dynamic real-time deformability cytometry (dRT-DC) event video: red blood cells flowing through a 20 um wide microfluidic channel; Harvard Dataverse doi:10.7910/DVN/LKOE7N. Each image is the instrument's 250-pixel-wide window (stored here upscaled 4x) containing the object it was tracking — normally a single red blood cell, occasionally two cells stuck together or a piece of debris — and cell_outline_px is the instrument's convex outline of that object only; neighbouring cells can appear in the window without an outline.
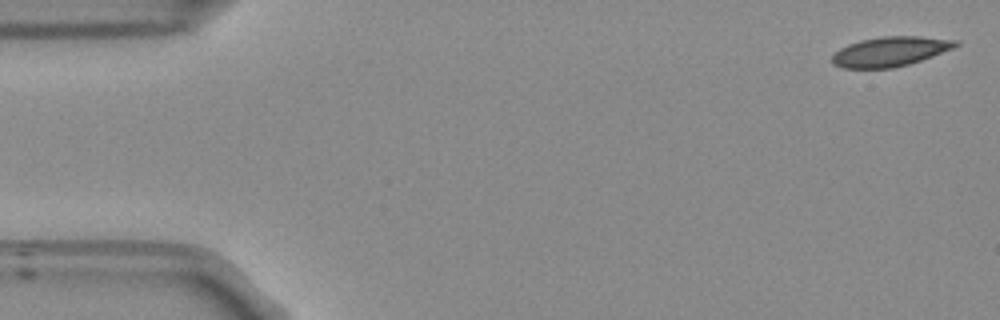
{"species": "Egyptian fruit bat (a non-hibernating species)", "species_latin": "Rousettus aegyptiacus", "temperature_condition": "room temperature", "stored_images_in_passage": 52, "camera_frame_rate_fps": 3000, "um_per_image_px": 0.085, "frame": {"image": 1, "passage_image": 1, "time_ms": 0.0, "image_size_px": [1000, 320], "cell_outline_px": [[960, 44], [952, 48], [932, 56], [908, 64], [892, 68], [844, 68], [832, 64], [832, 52], [848, 44], [860, 40], [880, 36], [920, 36], [960, 40]], "centroid_in_image_um": [75.64, 4.37], "position_along_channel_um": 9.4, "area_um2": 21.44}}
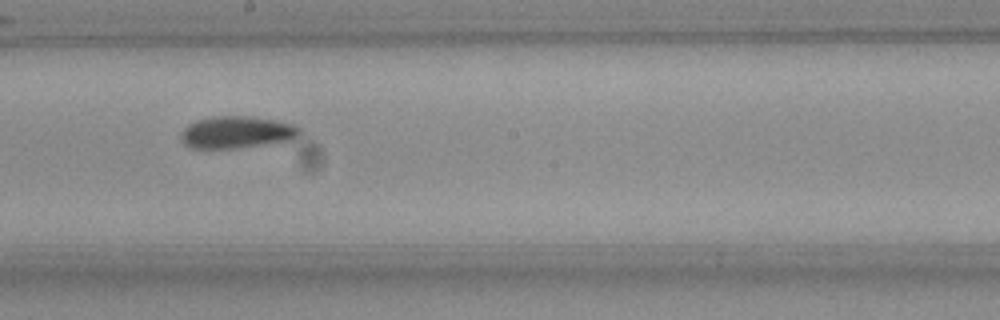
{"frame": {"image": 2, "passage_image": 28, "time_ms": 9.0, "image_size_px": [1000, 320], "cell_outline_px": [[304, 132], [300, 136], [292, 140], [236, 148], [188, 148], [184, 144], [180, 136], [180, 132], [188, 124], [196, 120], [216, 116], [252, 116], [300, 124]], "centroid_in_image_um": [20.2, 11.23], "position_along_channel_um": 228.0, "area_um2": 22.72}}
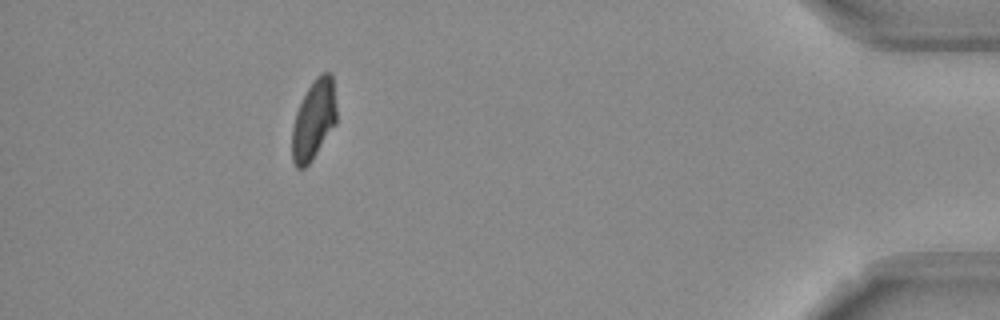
{"frame": {"image": 3, "passage_image": 47, "time_ms": 15.333, "image_size_px": [1000, 320], "cell_outline_px": [[336, 124], [312, 160], [304, 168], [296, 168], [292, 160], [292, 128], [296, 112], [312, 80], [316, 76], [324, 72], [328, 72], [332, 76], [336, 108]], "centroid_in_image_um": [26.66, 10.2], "position_along_channel_um": 408.5, "area_um2": 20.58}}